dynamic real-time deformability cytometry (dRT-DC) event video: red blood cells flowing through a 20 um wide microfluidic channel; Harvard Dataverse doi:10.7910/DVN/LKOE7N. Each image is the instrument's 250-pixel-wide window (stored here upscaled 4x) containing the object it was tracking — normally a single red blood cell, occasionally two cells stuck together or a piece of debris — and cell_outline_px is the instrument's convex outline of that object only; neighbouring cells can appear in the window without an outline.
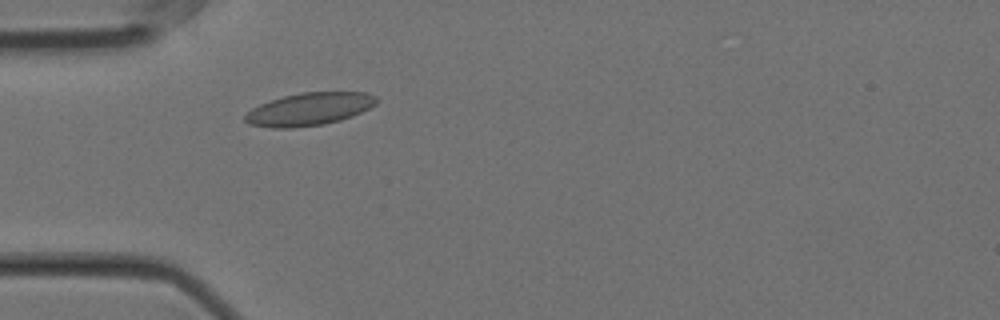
{"species": "Egyptian fruit bat (a non-hibernating species)", "species_latin": "Rousettus aegyptiacus", "temperature_condition": "cold", "stored_images_in_passage": 12, "camera_frame_rate_fps": 3000, "um_per_image_px": 0.085, "animal": {"sex": "female"}, "frame": {"image": 1, "passage_image": 5, "time_ms": 1.333, "image_size_px": [1000, 320], "cell_outline_px": [[380, 100], [376, 104], [352, 116], [340, 120], [324, 124], [292, 128], [272, 128], [248, 124], [244, 120], [244, 116], [252, 108], [260, 104], [284, 96], [300, 92], [368, 92], [376, 96]], "centroid_in_image_um": [26.3, 9.27], "position_along_channel_um": 58.7, "area_um2": 25.09}}
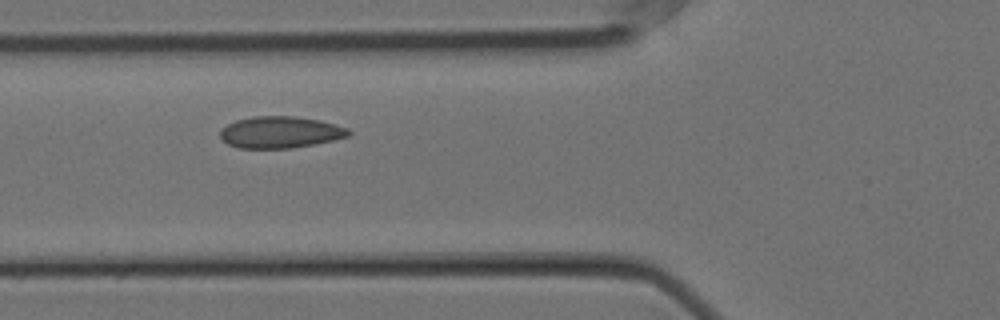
{"frame": {"image": 2, "passage_image": 9, "time_ms": 2.667, "image_size_px": [1000, 320], "cell_outline_px": [[352, 132], [348, 136], [332, 140], [292, 148], [240, 148], [228, 144], [220, 136], [220, 128], [236, 120], [252, 116], [292, 116], [320, 120], [348, 128]], "centroid_in_image_um": [23.8, 11.23], "position_along_channel_um": 102.0, "area_um2": 23.58}}
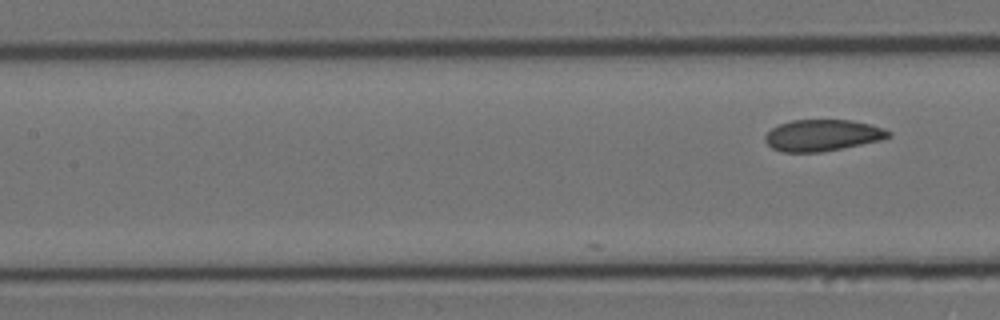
{"frame": {"image": 3, "passage_image": 12, "time_ms": 3.667, "image_size_px": [1000, 320], "cell_outline_px": [[892, 132], [888, 136], [880, 140], [820, 152], [780, 152], [772, 148], [764, 140], [764, 136], [772, 128], [780, 124], [792, 120], [852, 120], [884, 128]], "centroid_in_image_um": [69.86, 11.5], "position_along_channel_um": 137.5, "area_um2": 22.37}}